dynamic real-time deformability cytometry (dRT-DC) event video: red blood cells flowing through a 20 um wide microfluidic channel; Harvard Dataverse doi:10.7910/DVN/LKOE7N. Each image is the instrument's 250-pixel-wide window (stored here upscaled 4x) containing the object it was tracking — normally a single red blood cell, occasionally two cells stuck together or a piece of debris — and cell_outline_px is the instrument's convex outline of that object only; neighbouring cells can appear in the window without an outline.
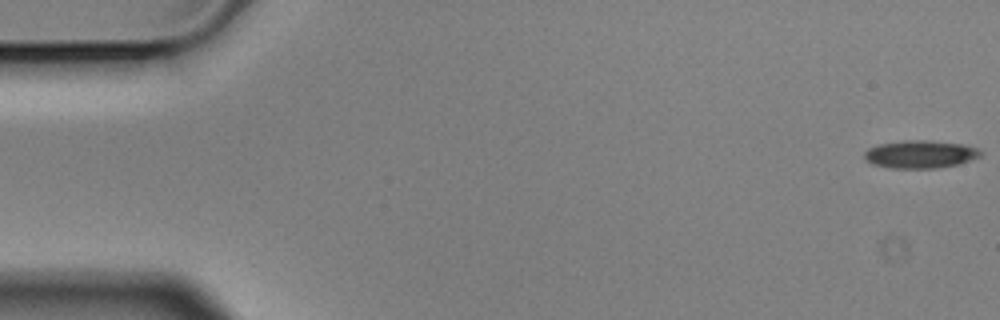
{"species": "Egyptian fruit bat (a non-hibernating species)", "species_latin": "Rousettus aegyptiacus", "temperature_condition": "cold", "stored_images_in_passage": 4, "camera_frame_rate_fps": 3000, "um_per_image_px": 0.085, "animal": {"sex": "male"}, "frame": {"image": 1, "passage_image": 1, "time_ms": 0.0, "image_size_px": [1000, 320], "cell_outline_px": [[984, 152], [980, 156], [960, 164], [936, 168], [892, 168], [872, 164], [864, 156], [864, 152], [868, 148], [880, 144], [904, 140], [928, 140], [964, 144], [976, 148]], "centroid_in_image_um": [78.25, 13.11], "position_along_channel_um": 6.8, "area_um2": 18.84}}